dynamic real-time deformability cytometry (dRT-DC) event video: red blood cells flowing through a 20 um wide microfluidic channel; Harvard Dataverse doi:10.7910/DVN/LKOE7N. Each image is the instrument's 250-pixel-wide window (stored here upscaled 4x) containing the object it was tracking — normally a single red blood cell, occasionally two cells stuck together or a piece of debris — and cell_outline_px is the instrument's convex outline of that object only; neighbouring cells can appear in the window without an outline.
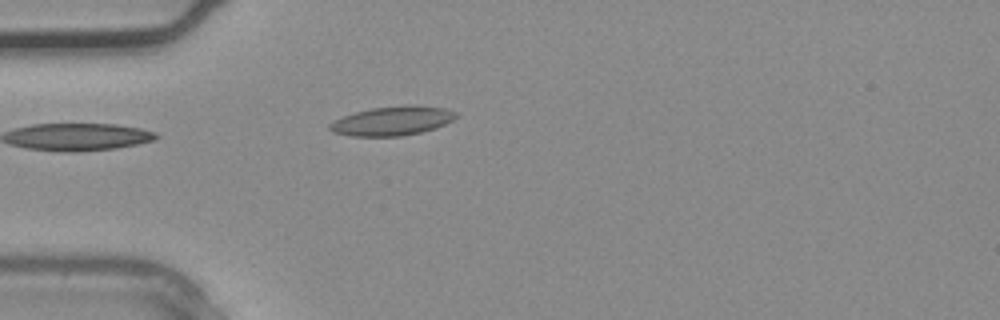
{"species": "common noctule bat (a hibernating species)", "species_latin": "Nyctalus noctula", "temperature_condition": "warm", "stored_images_in_passage": 3, "camera_frame_rate_fps": 3000, "um_per_image_px": 0.085, "animal": {"sex": "male", "body_mass_g": 20.4}, "frame": {"image": 1, "passage_image": 3, "time_ms": 0.667, "image_size_px": [1000, 320], "cell_outline_px": [[456, 116], [452, 120], [436, 128], [420, 132], [400, 136], [352, 136], [332, 132], [328, 128], [328, 124], [344, 116], [356, 112], [372, 108], [412, 104], [444, 108], [456, 112]], "centroid_in_image_um": [33.34, 10.27], "position_along_channel_um": 51.7, "area_um2": 21.27}}